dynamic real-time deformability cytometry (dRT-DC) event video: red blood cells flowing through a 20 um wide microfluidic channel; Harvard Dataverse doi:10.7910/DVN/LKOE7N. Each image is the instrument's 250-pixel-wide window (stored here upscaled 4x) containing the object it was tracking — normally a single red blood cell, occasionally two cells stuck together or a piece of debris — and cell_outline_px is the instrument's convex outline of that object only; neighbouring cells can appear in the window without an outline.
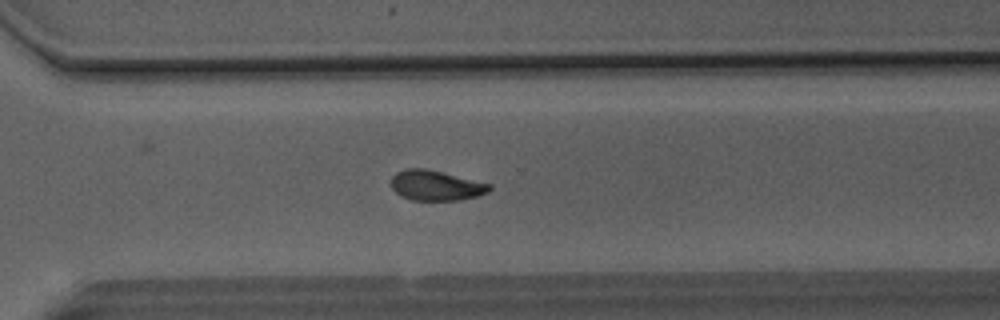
{"species": "Egyptian fruit bat (a non-hibernating species)", "species_latin": "Rousettus aegyptiacus", "temperature_condition": "room temperature", "stored_images_in_passage": 50, "camera_frame_rate_fps": 3000, "um_per_image_px": 0.085, "animal": {"sex": "male"}, "frame": {"image": 1, "passage_image": 36, "time_ms": 11.667, "image_size_px": [1000, 320], "cell_outline_px": [[492, 188], [488, 192], [476, 196], [460, 200], [412, 200], [400, 196], [392, 188], [392, 176], [396, 172], [404, 168], [424, 168], [492, 184]], "centroid_in_image_um": [37.04, 15.76], "position_along_channel_um": 333.6, "area_um2": 17.22}}
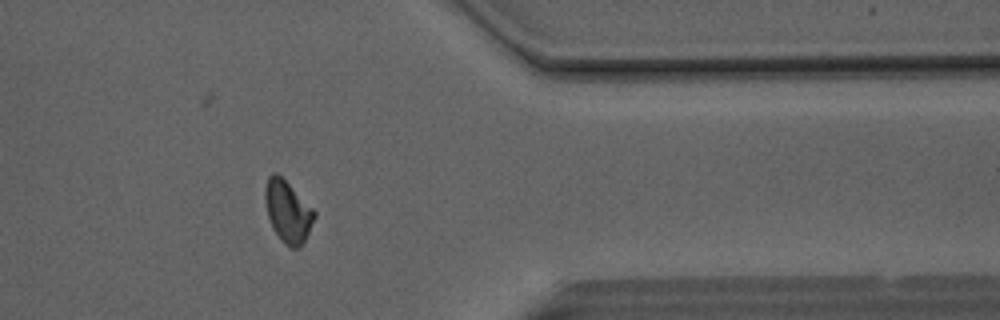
{"frame": {"image": 2, "passage_image": 41, "time_ms": 13.333, "image_size_px": [1000, 320], "cell_outline_px": [[316, 216], [304, 244], [300, 248], [292, 248], [280, 240], [272, 228], [268, 216], [264, 200], [264, 188], [268, 176], [272, 172], [276, 172], [316, 212]], "centroid_in_image_um": [24.45, 18.01], "position_along_channel_um": 387.0, "area_um2": 17.74}}
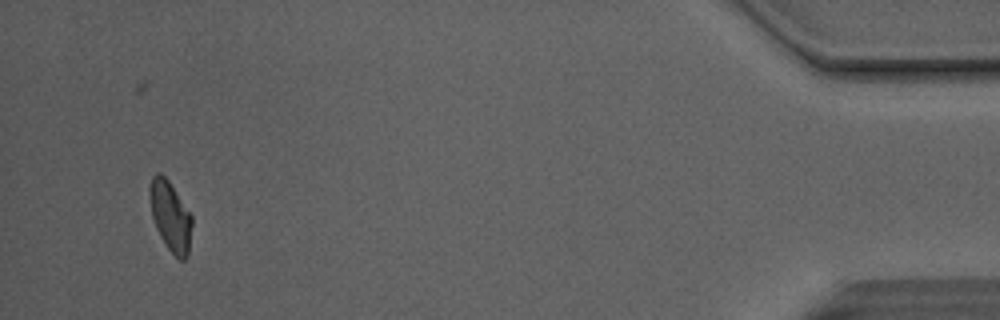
{"frame": {"image": 3, "passage_image": 48, "time_ms": 15.667, "image_size_px": [1000, 320], "cell_outline_px": [[192, 224], [188, 256], [184, 260], [180, 260], [168, 248], [160, 236], [156, 228], [152, 216], [148, 192], [148, 188], [152, 176], [156, 172], [160, 172], [168, 180], [192, 216]], "centroid_in_image_um": [14.47, 18.36], "position_along_channel_um": 420.7, "area_um2": 17.17}, "authors_computed_cell_mechanics": {"area_um2": 17.7735, "velocity_mm_per_s": 4.1213, "shape_relaxation_time_tau1_ms": 5.6809, "shape_relaxation_time_tau2_ms": 3.925, "deformation_change_tau1": 0.1552, "deformation_change_tau2": 0.0975}}